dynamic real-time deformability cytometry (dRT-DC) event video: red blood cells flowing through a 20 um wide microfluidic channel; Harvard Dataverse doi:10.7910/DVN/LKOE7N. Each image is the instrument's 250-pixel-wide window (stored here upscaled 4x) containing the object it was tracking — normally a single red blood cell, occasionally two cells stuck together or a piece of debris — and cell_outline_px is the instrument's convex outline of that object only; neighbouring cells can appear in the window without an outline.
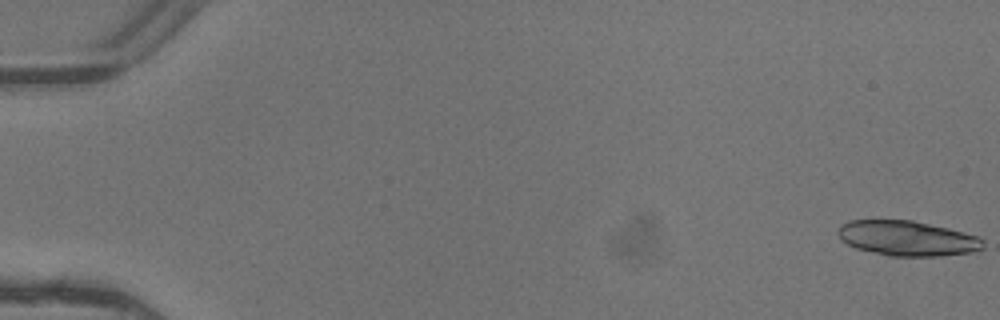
{"species": "common noctule bat (a hibernating species)", "species_latin": "Nyctalus noctula", "temperature_condition": "warm", "stored_images_in_passage": 6, "camera_frame_rate_fps": 3000, "um_per_image_px": 0.085, "animal": {"sex": "female"}, "frame": {"image": 1, "passage_image": 1, "time_ms": 0.0, "image_size_px": [1000, 320], "cell_outline_px": [[984, 248], [972, 252], [940, 256], [888, 256], [856, 248], [840, 240], [836, 232], [840, 224], [848, 220], [912, 220], [948, 228], [980, 236], [984, 240]], "centroid_in_image_um": [77.11, 20.25], "position_along_channel_um": 7.9, "area_um2": 29.94}}